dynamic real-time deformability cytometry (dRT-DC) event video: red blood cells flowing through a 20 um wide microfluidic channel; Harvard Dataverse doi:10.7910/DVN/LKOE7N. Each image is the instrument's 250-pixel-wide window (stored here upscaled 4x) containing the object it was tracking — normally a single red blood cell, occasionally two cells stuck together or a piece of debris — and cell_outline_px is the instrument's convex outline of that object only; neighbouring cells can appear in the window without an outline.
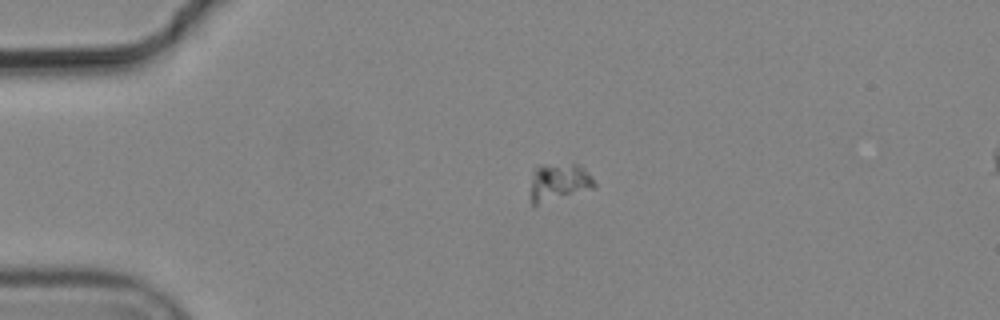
{"species": "common noctule bat (a hibernating species)", "species_latin": "Nyctalus noctula", "temperature_condition": "cold", "stored_images_in_passage": 3, "segment_of_instrument_passage": [1, 2], "camera_frame_rate_fps": 3000, "um_per_image_px": 0.085, "animal": {"sex": "male", "body_mass_g": 19.2, "forearm_length_mm": 51.8}, "frame": {"image": 1, "passage_image": 1, "time_ms": 0.0, "image_size_px": [1000, 320], "cell_outline_px": [[596, 188], [536, 204], [532, 204], [532, 176], [536, 168], [540, 164], [580, 164], [592, 176], [596, 184]], "centroid_in_image_um": [47.57, 15.44], "position_along_channel_um": 37.4, "area_um2": 13.76}}